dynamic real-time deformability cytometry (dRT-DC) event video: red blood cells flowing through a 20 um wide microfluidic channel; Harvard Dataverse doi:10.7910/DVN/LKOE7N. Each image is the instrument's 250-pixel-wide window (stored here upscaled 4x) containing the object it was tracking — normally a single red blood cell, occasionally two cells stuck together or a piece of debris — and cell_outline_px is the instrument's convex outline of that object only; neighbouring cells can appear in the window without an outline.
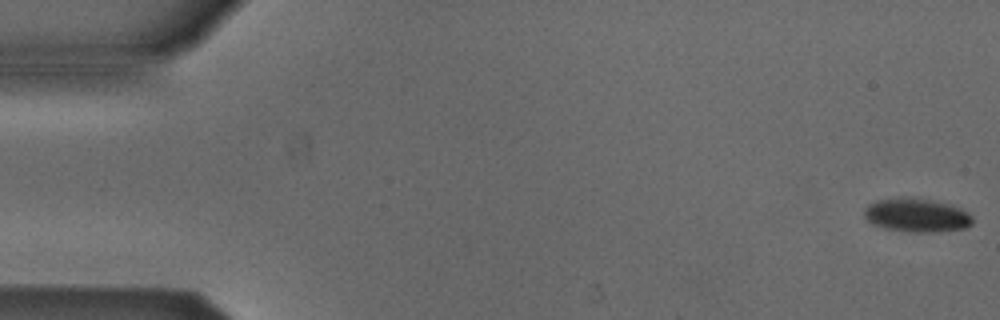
{"species": "Egyptian fruit bat (a non-hibernating species)", "species_latin": "Rousettus aegyptiacus", "temperature_condition": "cold", "stored_images_in_passage": 53, "camera_frame_rate_fps": 3000, "um_per_image_px": 0.085, "animal": {"sex": "male"}, "frame": {"image": 1, "passage_image": 1, "time_ms": 0.0, "image_size_px": [1000, 320], "cell_outline_px": [[972, 224], [964, 228], [932, 232], [908, 232], [884, 228], [872, 224], [864, 216], [864, 208], [868, 204], [876, 200], [900, 196], [912, 196], [952, 204], [968, 212], [972, 216]], "centroid_in_image_um": [77.89, 18.26], "position_along_channel_um": 7.1, "area_um2": 21.68}}
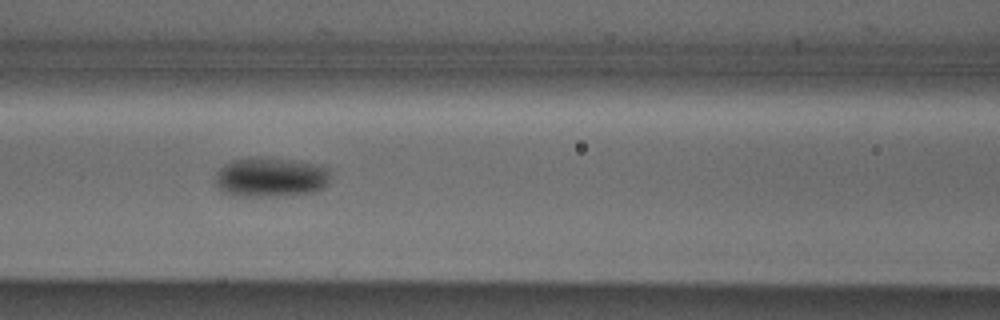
{"frame": {"image": 2, "passage_image": 23, "time_ms": 7.333, "image_size_px": [1000, 320], "cell_outline_px": [[328, 180], [324, 188], [312, 192], [276, 196], [236, 196], [220, 192], [216, 184], [216, 172], [224, 164], [232, 160], [248, 156], [260, 156], [308, 164], [328, 168]], "centroid_in_image_um": [22.9, 15.07], "position_along_channel_um": 143.7, "area_um2": 26.41}}
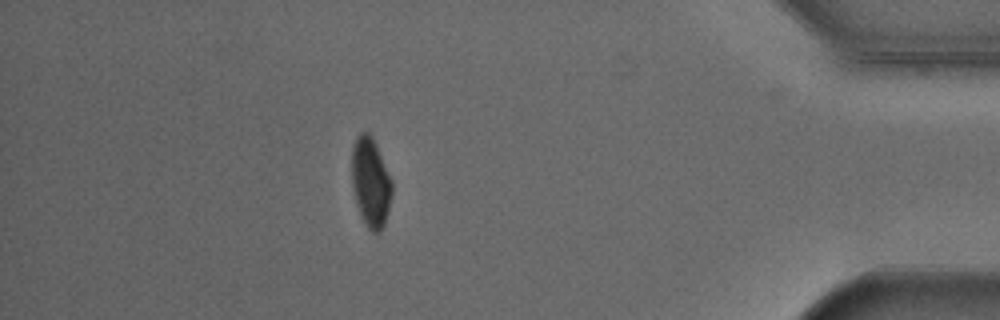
{"frame": {"image": 3, "passage_image": 47, "time_ms": 15.333, "image_size_px": [1000, 320], "cell_outline_px": [[392, 192], [388, 212], [384, 224], [380, 232], [372, 232], [368, 228], [356, 204], [352, 184], [352, 148], [356, 136], [360, 132], [368, 132], [372, 136], [376, 144], [392, 180]], "centroid_in_image_um": [31.51, 15.47], "position_along_channel_um": 403.7, "area_um2": 20.87}, "authors_computed_cell_mechanics": {"area_um2": 22.9466, "velocity_mm_per_s": 3.861, "shape_relaxation_time_tau1_ms": 6.2191, "shape_relaxation_time_tau2_ms": null, "deformation_change_tau1": 0.1099, "deformation_change_tau2": null}}